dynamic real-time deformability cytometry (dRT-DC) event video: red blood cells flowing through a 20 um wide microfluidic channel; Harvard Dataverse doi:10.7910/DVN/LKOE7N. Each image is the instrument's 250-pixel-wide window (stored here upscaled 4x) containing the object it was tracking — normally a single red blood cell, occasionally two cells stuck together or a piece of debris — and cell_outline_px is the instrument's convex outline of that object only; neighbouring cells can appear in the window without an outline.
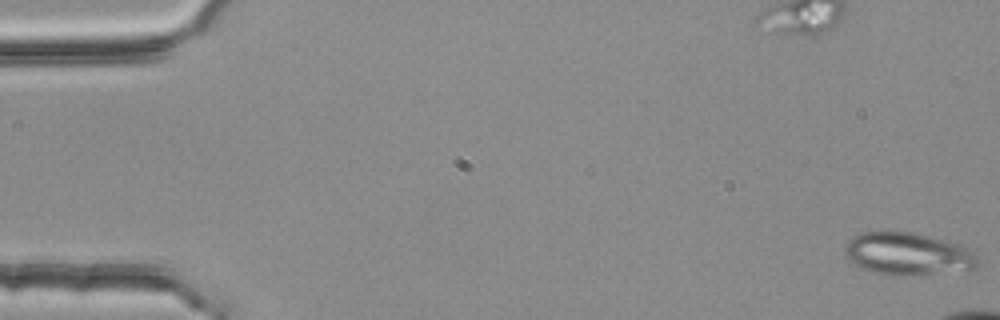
{"species": "common noctule bat (a hibernating species)", "species_latin": "Nyctalus noctula", "temperature_condition": "room temperature", "stored_images_in_passage": 6, "camera_frame_rate_fps": 3000, "um_per_image_px": 0.085, "animal": {"sex": "female", "body_mass_g": 25.1}, "frame": {"image": 1, "passage_image": 1, "time_ms": 0.0, "image_size_px": [1000, 320], "cell_outline_px": [[980, 264], [976, 268], [912, 276], [888, 276], [872, 272], [848, 260], [844, 252], [844, 248], [848, 240], [852, 236], [860, 232], [884, 228], [912, 232], [932, 236], [960, 244], [976, 252]], "centroid_in_image_um": [77.14, 21.54], "position_along_channel_um": 7.9, "area_um2": 34.16}}